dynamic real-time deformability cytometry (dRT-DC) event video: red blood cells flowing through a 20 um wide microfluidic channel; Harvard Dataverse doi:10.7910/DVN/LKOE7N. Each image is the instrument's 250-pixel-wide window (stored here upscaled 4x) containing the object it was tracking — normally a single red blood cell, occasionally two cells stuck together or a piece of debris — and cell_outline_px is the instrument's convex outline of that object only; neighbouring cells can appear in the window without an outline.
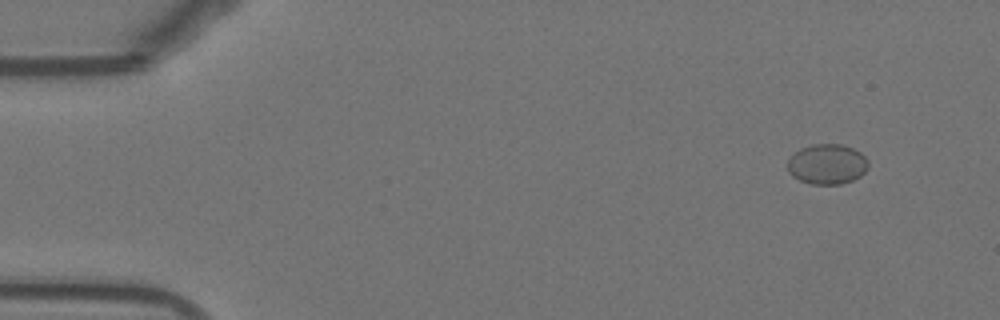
{"species": "Egyptian fruit bat (a non-hibernating species)", "species_latin": "Rousettus aegyptiacus", "temperature_condition": "warm", "stored_images_in_passage": 51, "camera_frame_rate_fps": 3000, "um_per_image_px": 0.085, "animal": {"sex": "female"}, "frame": {"image": 1, "passage_image": 2, "time_ms": 0.333, "image_size_px": [1000, 320], "cell_outline_px": [[868, 168], [860, 176], [852, 180], [840, 184], [812, 184], [800, 180], [792, 176], [788, 172], [788, 160], [800, 148], [812, 144], [840, 144], [852, 148], [860, 152], [868, 160]], "centroid_in_image_um": [70.31, 13.95], "position_along_channel_um": 14.7, "area_um2": 18.84}}
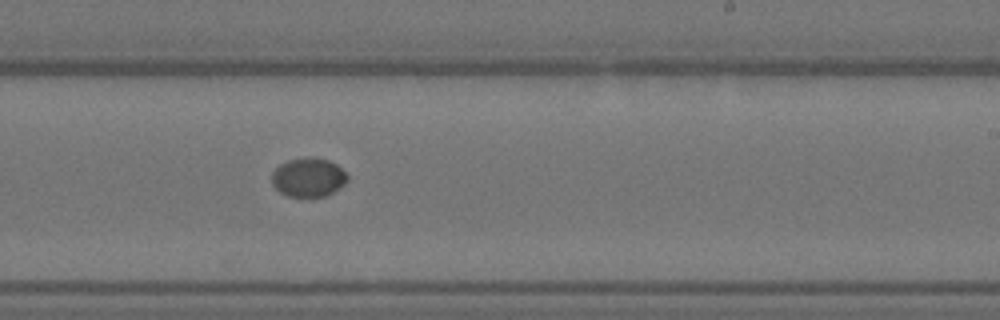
{"frame": {"image": 2, "passage_image": 30, "time_ms": 9.667, "image_size_px": [1000, 320], "cell_outline_px": [[348, 180], [340, 188], [328, 196], [284, 196], [272, 184], [272, 172], [280, 164], [288, 160], [308, 156], [312, 156], [328, 160], [336, 164], [348, 176]], "centroid_in_image_um": [26.21, 15.07], "position_along_channel_um": 262.8, "area_um2": 17.28}}
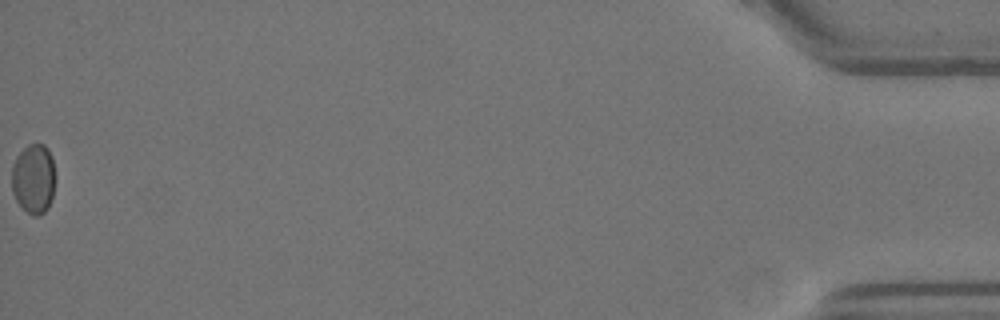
{"frame": {"image": 3, "passage_image": 51, "time_ms": 16.667, "image_size_px": [1000, 320], "cell_outline_px": [[56, 176], [52, 196], [48, 208], [40, 216], [32, 216], [16, 200], [12, 192], [12, 164], [16, 156], [28, 144], [44, 144], [48, 148], [52, 156]], "centroid_in_image_um": [2.87, 15.18], "position_along_channel_um": 432.3, "area_um2": 17.98}}